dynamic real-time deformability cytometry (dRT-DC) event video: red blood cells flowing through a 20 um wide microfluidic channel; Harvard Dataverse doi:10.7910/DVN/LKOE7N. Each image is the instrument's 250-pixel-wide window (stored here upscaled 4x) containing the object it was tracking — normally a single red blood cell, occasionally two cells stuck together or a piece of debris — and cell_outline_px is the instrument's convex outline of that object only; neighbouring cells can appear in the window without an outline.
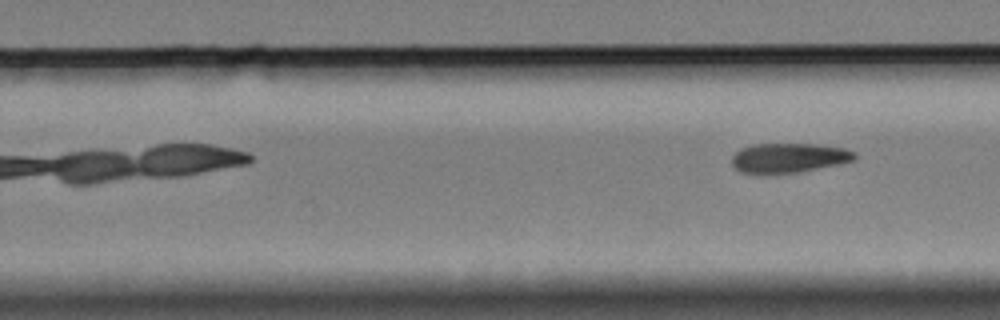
{"species": "Egyptian fruit bat (a non-hibernating species)", "species_latin": "Rousettus aegyptiacus", "temperature_condition": "cold", "stored_images_in_passage": 11, "camera_frame_rate_fps": 3000, "um_per_image_px": 0.085, "animal": {"sex": "female"}, "frame": {"image": 1, "passage_image": 11, "time_ms": 13.0, "image_size_px": [1000, 320], "cell_outline_px": [[856, 160], [840, 164], [800, 172], [740, 172], [732, 164], [732, 156], [740, 148], [752, 144], [812, 144], [844, 148], [856, 152]], "centroid_in_image_um": [67.09, 13.4], "position_along_channel_um": 262.7, "area_um2": 20.92}}